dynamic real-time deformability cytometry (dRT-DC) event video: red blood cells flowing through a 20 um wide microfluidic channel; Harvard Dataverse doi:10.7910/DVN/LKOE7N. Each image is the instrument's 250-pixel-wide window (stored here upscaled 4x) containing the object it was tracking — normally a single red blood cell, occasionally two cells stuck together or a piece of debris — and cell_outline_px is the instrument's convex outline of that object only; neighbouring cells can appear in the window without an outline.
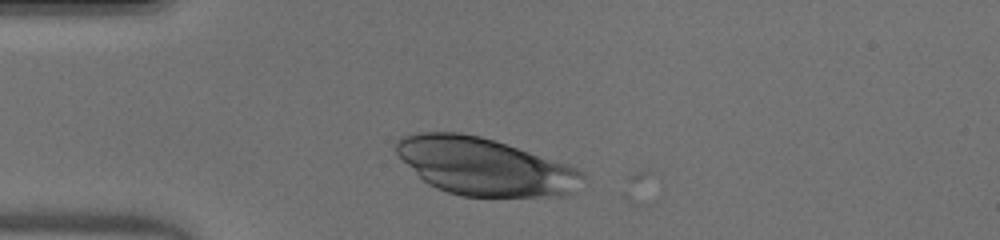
{"species": "human", "species_latin": "Homo sapiens", "temperature_condition": "warm", "stored_images_in_passage": 33, "camera_frame_rate_fps": 3000, "um_per_image_px": 0.085, "donor": {"sex": "male"}, "frame": {"image": 1, "passage_image": 5, "time_ms": 1.333, "image_size_px": [1000, 240], "cell_outline_px": [[584, 176], [572, 192], [568, 196], [464, 196], [448, 192], [436, 188], [428, 184], [396, 152], [396, 140], [400, 136], [416, 132], [460, 132], [480, 136], [568, 164], [584, 172]], "centroid_in_image_um": [41.18, 14.15], "position_along_channel_um": 43.8, "area_um2": 61.73}}